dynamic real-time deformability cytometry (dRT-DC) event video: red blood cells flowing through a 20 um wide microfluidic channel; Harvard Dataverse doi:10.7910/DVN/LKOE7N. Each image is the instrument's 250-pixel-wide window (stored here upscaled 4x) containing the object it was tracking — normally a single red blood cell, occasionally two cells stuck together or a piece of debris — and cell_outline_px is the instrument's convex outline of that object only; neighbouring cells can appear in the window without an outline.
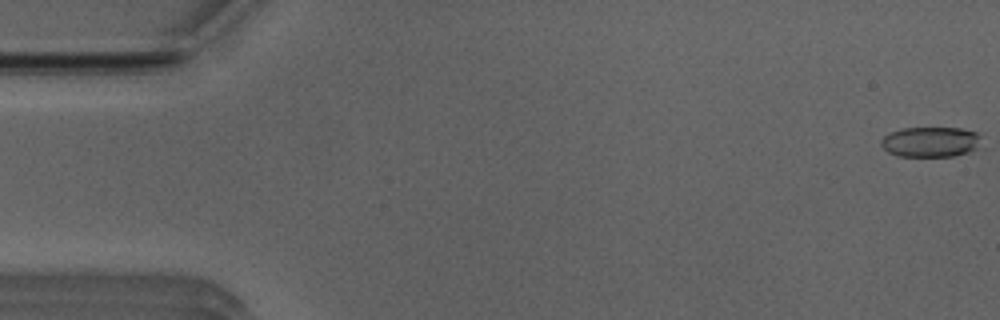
{"species": "Egyptian fruit bat (a non-hibernating species)", "species_latin": "Rousettus aegyptiacus", "temperature_condition": "room temperature", "stored_images_in_passage": 12, "camera_frame_rate_fps": 3000, "um_per_image_px": 0.085, "animal": {"sex": "male"}, "frame": {"image": 1, "passage_image": 1, "time_ms": 0.0, "image_size_px": [1000, 320], "cell_outline_px": [[980, 144], [976, 148], [968, 152], [952, 156], [900, 156], [888, 152], [880, 144], [880, 140], [884, 136], [892, 132], [904, 128], [960, 128], [976, 132], [980, 136]], "centroid_in_image_um": [79.09, 12.06], "position_along_channel_um": 5.9, "area_um2": 17.51}}